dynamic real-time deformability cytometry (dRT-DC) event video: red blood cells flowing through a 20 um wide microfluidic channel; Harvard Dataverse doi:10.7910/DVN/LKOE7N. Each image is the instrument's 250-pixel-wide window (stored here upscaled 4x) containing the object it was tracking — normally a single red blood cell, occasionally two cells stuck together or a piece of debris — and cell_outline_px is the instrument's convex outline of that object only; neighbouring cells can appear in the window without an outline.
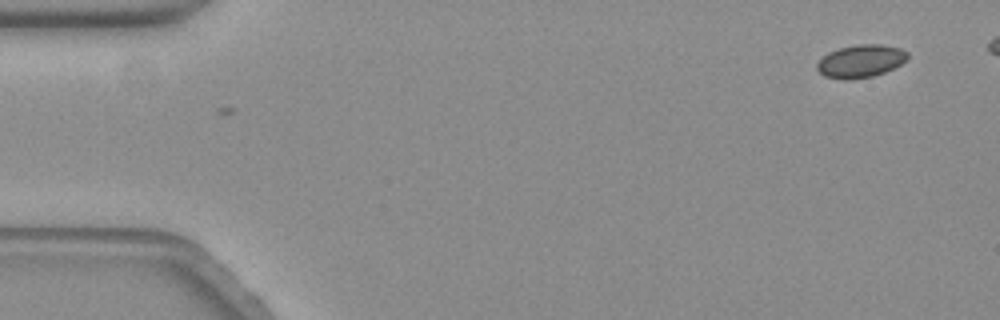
{"species": "common noctule bat (a hibernating species)", "species_latin": "Nyctalus noctula", "temperature_condition": "warm", "stored_images_in_passage": 3, "camera_frame_rate_fps": 3000, "um_per_image_px": 0.085, "animal": {"sex": "female", "body_mass_g": 19.3, "forearm_length_mm": 54.1}, "frame": {"image": 1, "passage_image": 3, "time_ms": 0.667, "image_size_px": [1000, 320], "cell_outline_px": [[908, 60], [884, 72], [872, 76], [852, 80], [844, 80], [824, 76], [816, 68], [816, 64], [828, 52], [840, 48], [856, 44], [880, 44], [900, 48], [908, 52]], "centroid_in_image_um": [73.16, 5.2], "position_along_channel_um": 11.8, "area_um2": 17.34}}